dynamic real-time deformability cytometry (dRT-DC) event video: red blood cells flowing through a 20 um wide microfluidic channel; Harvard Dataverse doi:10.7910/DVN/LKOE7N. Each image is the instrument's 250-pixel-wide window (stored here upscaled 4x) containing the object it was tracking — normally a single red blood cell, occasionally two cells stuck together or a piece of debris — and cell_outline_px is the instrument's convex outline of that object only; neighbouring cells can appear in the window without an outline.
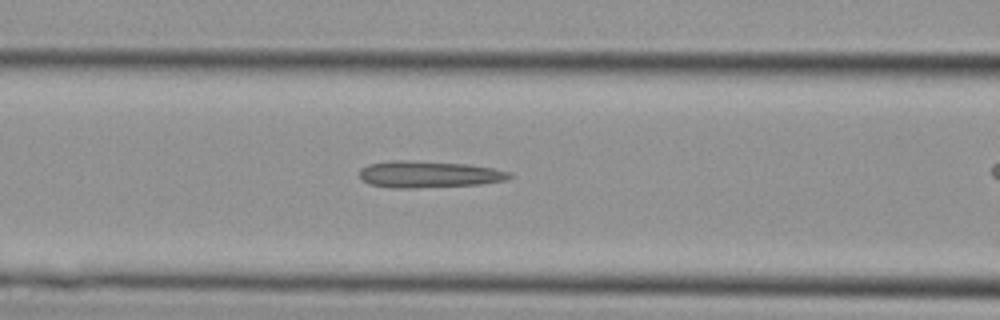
{"species": "Egyptian fruit bat (a non-hibernating species)", "species_latin": "Rousettus aegyptiacus", "temperature_condition": "cold", "stored_images_in_passage": 14, "camera_frame_rate_fps": 3000, "um_per_image_px": 0.085, "animal": {"sex": "female"}, "frame": {"image": 1, "passage_image": 4, "time_ms": 1.0, "image_size_px": [1000, 320], "cell_outline_px": [[512, 176], [508, 180], [480, 184], [416, 188], [396, 188], [368, 184], [360, 180], [360, 168], [368, 164], [392, 160], [408, 160], [468, 164], [492, 168], [512, 172]], "centroid_in_image_um": [36.43, 14.82], "position_along_channel_um": 130.2, "area_um2": 23.52}}
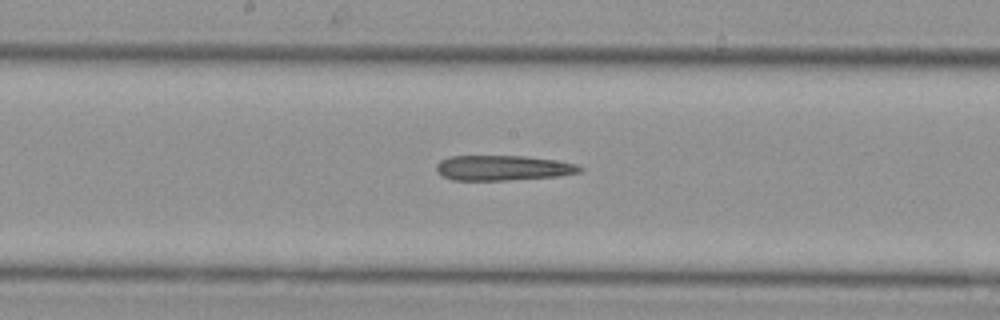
{"frame": {"image": 2, "passage_image": 8, "time_ms": 2.333, "image_size_px": [1000, 320], "cell_outline_px": [[584, 168], [580, 172], [560, 176], [504, 180], [452, 180], [436, 172], [436, 164], [440, 160], [448, 156], [524, 156], [556, 160], [576, 164]], "centroid_in_image_um": [42.73, 14.27], "position_along_channel_um": 205.5, "area_um2": 21.04}}
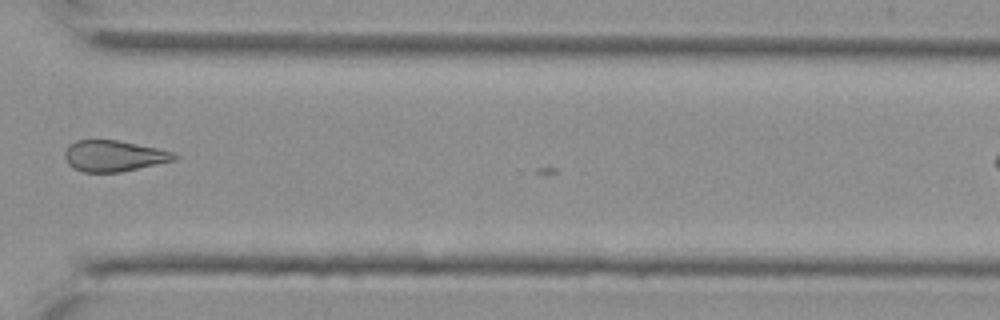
{"frame": {"image": 3, "passage_image": 12, "time_ms": 3.667, "image_size_px": [1000, 320], "cell_outline_px": [[176, 160], [120, 172], [80, 172], [72, 168], [68, 164], [64, 156], [64, 152], [68, 144], [76, 140], [116, 140], [156, 148], [172, 152], [176, 156]], "centroid_in_image_um": [9.6, 13.26], "position_along_channel_um": 361.0, "area_um2": 19.77}}